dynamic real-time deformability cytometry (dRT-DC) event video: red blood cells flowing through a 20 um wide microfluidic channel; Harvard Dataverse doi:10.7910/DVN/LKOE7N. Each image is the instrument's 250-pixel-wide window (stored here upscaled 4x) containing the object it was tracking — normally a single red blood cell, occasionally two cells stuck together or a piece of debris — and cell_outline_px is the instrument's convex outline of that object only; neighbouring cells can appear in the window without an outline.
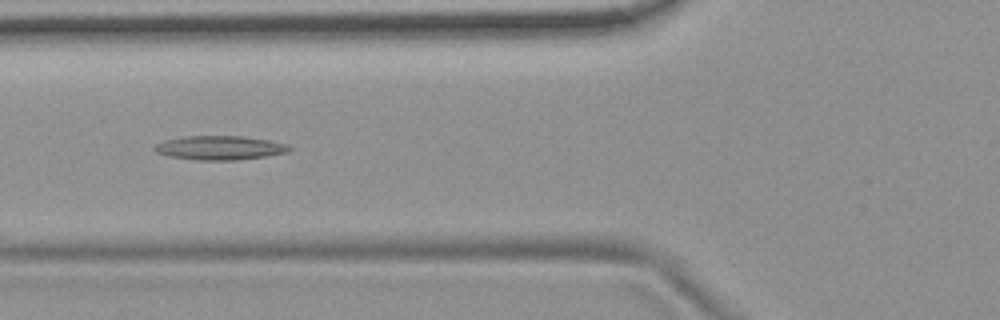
{"species": "common noctule bat (a hibernating species)", "species_latin": "Nyctalus noctula", "temperature_condition": "room temperature", "stored_images_in_passage": 7, "camera_frame_rate_fps": 3000, "um_per_image_px": 0.085, "animal": {"sex": "female", "body_mass_g": 19.9}, "frame": {"image": 1, "passage_image": 3, "time_ms": 0.667, "image_size_px": [1000, 320], "cell_outline_px": [[292, 148], [288, 152], [264, 156], [236, 160], [196, 160], [168, 156], [156, 152], [152, 148], [156, 144], [164, 140], [184, 136], [244, 136], [268, 140], [288, 144]], "centroid_in_image_um": [18.66, 12.56], "position_along_channel_um": 107.1, "area_um2": 18.9}}
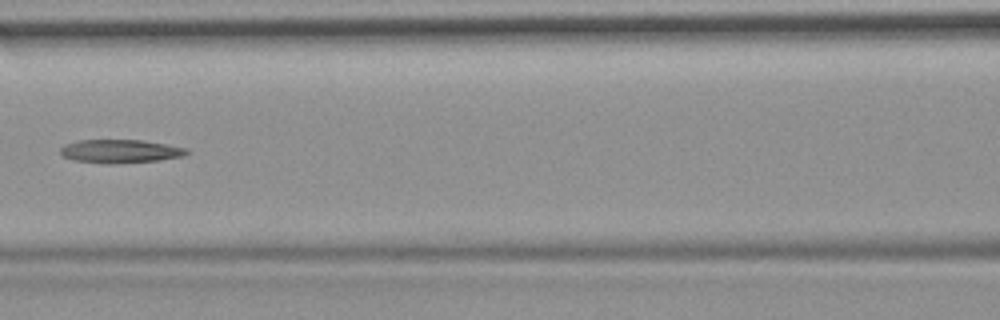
{"frame": {"image": 2, "passage_image": 4, "time_ms": 1.0, "image_size_px": [1000, 320], "cell_outline_px": [[188, 152], [184, 156], [160, 160], [112, 164], [108, 164], [72, 160], [64, 156], [60, 152], [60, 148], [64, 144], [80, 140], [144, 140], [168, 144], [188, 148]], "centroid_in_image_um": [10.24, 12.85], "position_along_channel_um": 156.4, "area_um2": 17.4}}
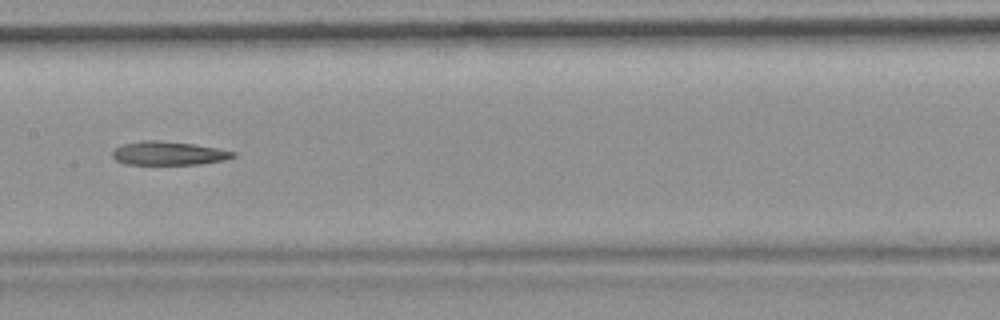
{"frame": {"image": 3, "passage_image": 5, "time_ms": 1.333, "image_size_px": [1000, 320], "cell_outline_px": [[236, 156], [224, 160], [200, 164], [124, 164], [116, 160], [112, 156], [112, 152], [116, 148], [124, 144], [144, 140], [156, 140], [192, 144], [216, 148], [236, 152]], "centroid_in_image_um": [14.32, 13.03], "position_along_channel_um": 193.1, "area_um2": 16.42}}